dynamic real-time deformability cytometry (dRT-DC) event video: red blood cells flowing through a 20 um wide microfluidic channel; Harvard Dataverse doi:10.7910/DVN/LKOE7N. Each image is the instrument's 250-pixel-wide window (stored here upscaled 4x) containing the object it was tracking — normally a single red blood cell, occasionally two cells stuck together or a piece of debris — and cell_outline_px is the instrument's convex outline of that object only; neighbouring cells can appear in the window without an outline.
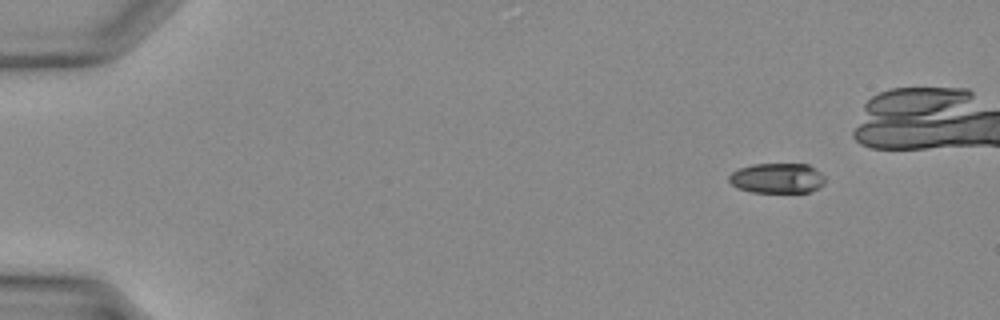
{"species": "Egyptian fruit bat (a non-hibernating species)", "species_latin": "Rousettus aegyptiacus", "temperature_condition": "warm", "stored_images_in_passage": 31, "camera_frame_rate_fps": 3000, "um_per_image_px": 0.085, "animal": {"sex": "female"}, "frame": {"image": 1, "passage_image": 1, "time_ms": 0.0, "image_size_px": [1000, 320], "cell_outline_px": [[824, 184], [808, 192], [752, 192], [736, 188], [728, 180], [728, 176], [732, 172], [740, 168], [752, 164], [808, 164], [816, 168], [824, 176]], "centroid_in_image_um": [66.04, 15.14], "position_along_channel_um": 19.0, "area_um2": 16.88}}
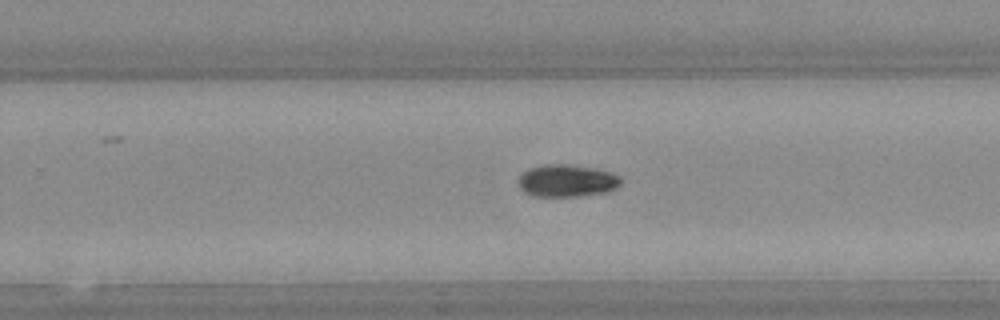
{"frame": {"image": 2, "passage_image": 22, "time_ms": 7.0, "image_size_px": [1000, 320], "cell_outline_px": [[620, 184], [616, 188], [608, 192], [580, 196], [532, 196], [524, 192], [520, 188], [520, 176], [528, 168], [544, 164], [568, 164], [596, 168], [612, 172], [620, 176]], "centroid_in_image_um": [48.21, 15.35], "position_along_channel_um": 281.6, "area_um2": 19.42}}
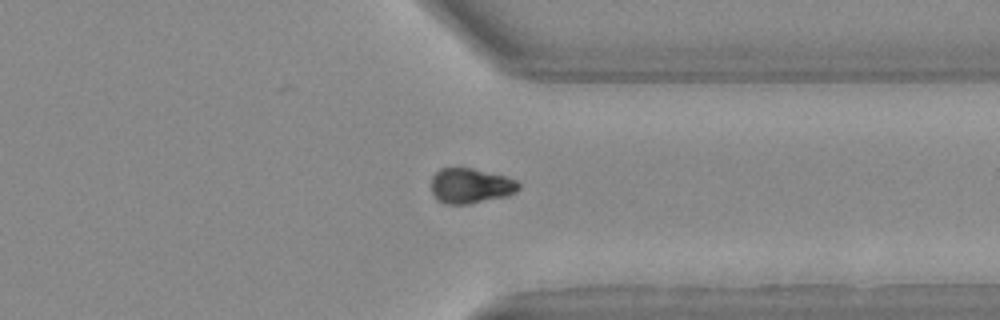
{"frame": {"image": 3, "passage_image": 27, "time_ms": 8.667, "image_size_px": [1000, 320], "cell_outline_px": [[520, 188], [516, 192], [508, 196], [468, 204], [444, 204], [436, 200], [432, 192], [432, 176], [440, 168], [472, 168], [504, 176], [516, 180], [520, 184]], "centroid_in_image_um": [39.99, 15.8], "position_along_channel_um": 371.4, "area_um2": 17.98}}